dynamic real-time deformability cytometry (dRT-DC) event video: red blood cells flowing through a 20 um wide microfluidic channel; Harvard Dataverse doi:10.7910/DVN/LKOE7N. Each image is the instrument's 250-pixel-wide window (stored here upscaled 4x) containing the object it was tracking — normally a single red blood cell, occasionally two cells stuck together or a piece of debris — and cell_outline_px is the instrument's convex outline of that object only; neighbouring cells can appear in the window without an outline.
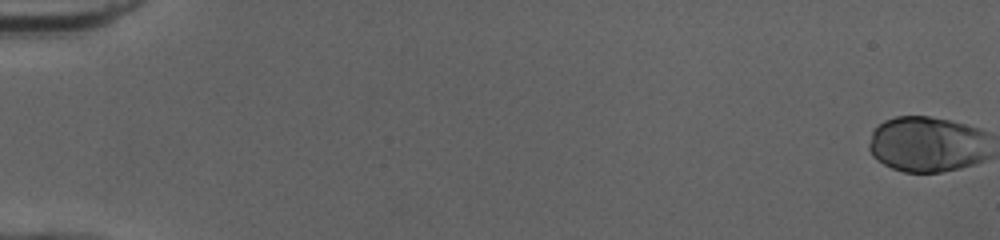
{"species": "human", "species_latin": "Homo sapiens", "temperature_condition": "cold", "stored_images_in_passage": 54, "camera_frame_rate_fps": 3000, "um_per_image_px": 0.085, "donor": {"sex": "female"}, "frame": {"image": 1, "passage_image": 1, "time_ms": 0.0, "image_size_px": [1000, 240], "cell_outline_px": [[972, 160], [964, 164], [952, 168], [936, 172], [908, 172], [896, 168], [880, 160], [872, 152], [872, 140], [876, 128], [880, 124], [888, 120], [900, 116], [924, 116], [944, 120], [968, 128]], "centroid_in_image_um": [78.35, 12.25], "position_along_channel_um": 6.7, "area_um2": 33.29}}
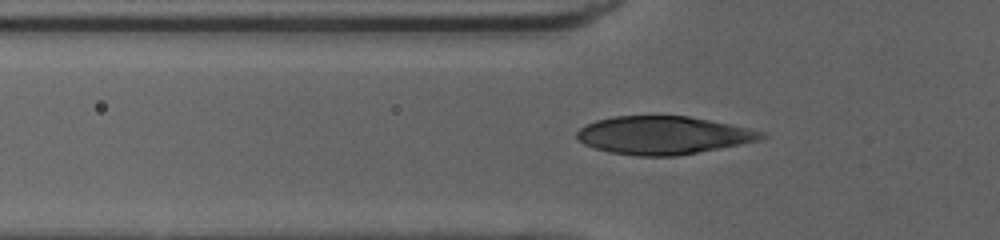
{"frame": {"image": 2, "passage_image": 20, "time_ms": 6.333, "image_size_px": [1000, 240], "cell_outline_px": [[752, 136], [744, 140], [732, 144], [692, 152], [616, 152], [600, 148], [588, 144], [580, 140], [580, 132], [588, 124], [600, 120], [620, 116], [684, 116], [720, 124], [732, 128]], "centroid_in_image_um": [55.99, 11.42], "position_along_channel_um": 69.8, "area_um2": 34.85}}
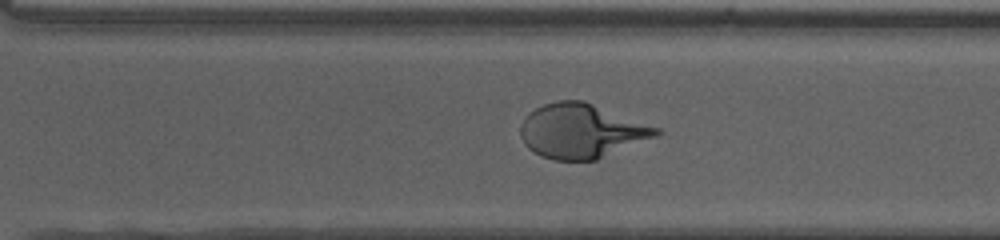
{"frame": {"image": 3, "passage_image": 39, "time_ms": 12.667, "image_size_px": [1000, 240], "cell_outline_px": [[660, 132], [592, 160], [560, 160], [544, 156], [536, 152], [528, 144], [540, 108], [548, 104], [568, 100], [576, 100], [588, 104], [652, 128]], "centroid_in_image_um": [49.53, 11.19], "position_along_channel_um": 321.1, "area_um2": 36.88}}